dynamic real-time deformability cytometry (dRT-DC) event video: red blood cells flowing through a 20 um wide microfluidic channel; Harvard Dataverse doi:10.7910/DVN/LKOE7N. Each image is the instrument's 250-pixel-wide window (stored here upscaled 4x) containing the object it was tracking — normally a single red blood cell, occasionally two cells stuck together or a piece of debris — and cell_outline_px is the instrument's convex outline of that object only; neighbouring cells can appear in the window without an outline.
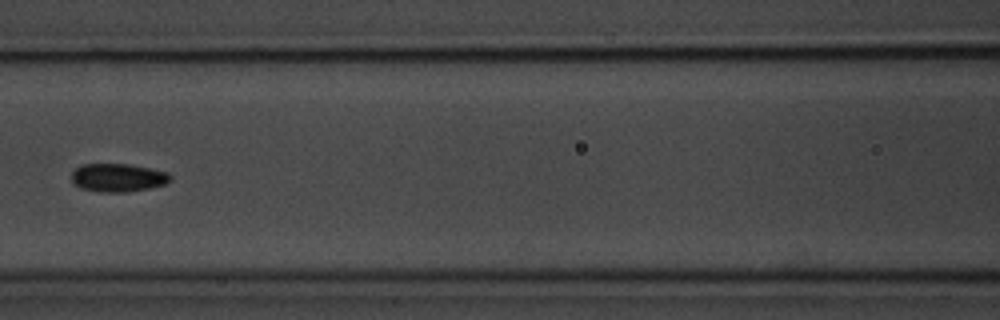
{"species": "common noctule bat (a hibernating species)", "species_latin": "Nyctalus noctula", "temperature_condition": "room temperature", "stored_images_in_passage": 9, "camera_frame_rate_fps": 3000, "um_per_image_px": 0.085, "animal": {"sex": "male", "body_mass_g": 20.1, "forearm_length_mm": 53.5}, "frame": {"image": 1, "passage_image": 8, "time_ms": 8.333, "image_size_px": [1000, 320], "cell_outline_px": [[172, 180], [164, 184], [148, 188], [128, 192], [100, 192], [80, 188], [72, 184], [72, 172], [80, 164], [128, 164], [168, 172], [172, 176]], "centroid_in_image_um": [10.0, 15.1], "position_along_channel_um": 156.6, "area_um2": 16.36}}
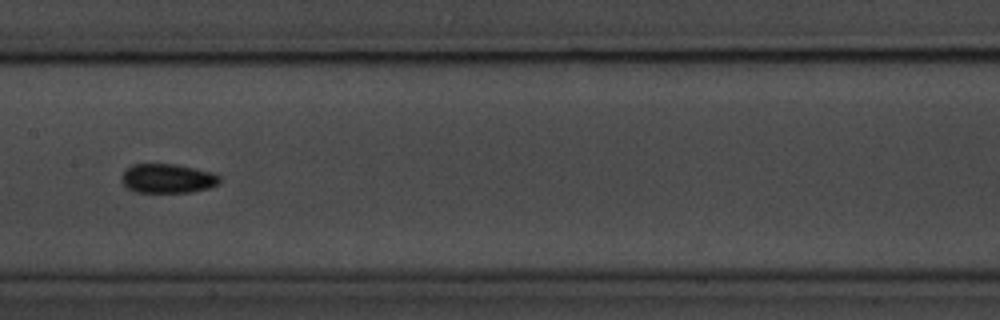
{"frame": {"image": 2, "passage_image": 9, "time_ms": 9.333, "image_size_px": [1000, 320], "cell_outline_px": [[220, 184], [208, 188], [192, 192], [136, 192], [128, 188], [120, 180], [124, 172], [132, 164], [176, 164], [212, 172], [220, 176]], "centroid_in_image_um": [14.27, 15.17], "position_along_channel_um": 193.1, "area_um2": 16.7}}